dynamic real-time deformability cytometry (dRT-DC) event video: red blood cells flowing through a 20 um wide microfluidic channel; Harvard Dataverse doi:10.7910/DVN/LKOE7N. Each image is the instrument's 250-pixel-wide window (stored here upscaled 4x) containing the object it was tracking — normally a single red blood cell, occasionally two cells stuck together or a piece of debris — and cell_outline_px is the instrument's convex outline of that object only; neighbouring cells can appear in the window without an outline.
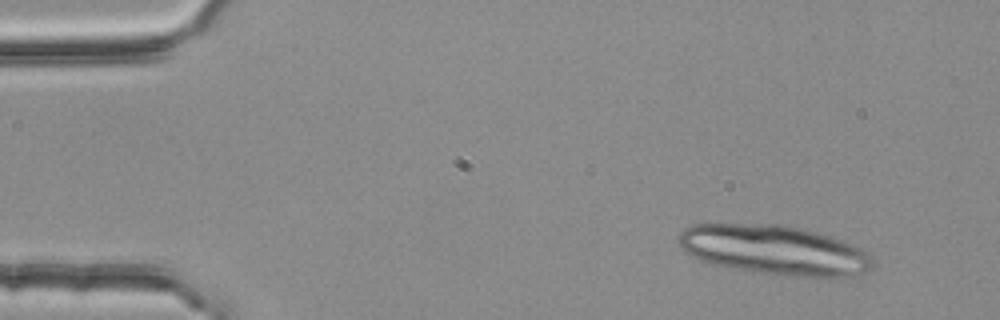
{"species": "common noctule bat (a hibernating species)", "species_latin": "Nyctalus noctula", "temperature_condition": "room temperature", "stored_images_in_passage": 4, "segment_of_instrument_passage": [1, 2], "camera_frame_rate_fps": 3000, "um_per_image_px": 0.085, "animal": {"sex": "female", "body_mass_g": 25.1}, "frame": {"image": 1, "passage_image": 1, "time_ms": 0.0, "image_size_px": [1000, 320], "cell_outline_px": [[872, 268], [868, 272], [852, 276], [808, 276], [760, 272], [712, 264], [692, 256], [684, 252], [680, 248], [676, 240], [680, 232], [684, 228], [692, 224], [788, 224], [804, 228], [840, 240], [860, 248], [872, 256]], "centroid_in_image_um": [65.77, 21.22], "position_along_channel_um": 19.2, "area_um2": 55.72}}